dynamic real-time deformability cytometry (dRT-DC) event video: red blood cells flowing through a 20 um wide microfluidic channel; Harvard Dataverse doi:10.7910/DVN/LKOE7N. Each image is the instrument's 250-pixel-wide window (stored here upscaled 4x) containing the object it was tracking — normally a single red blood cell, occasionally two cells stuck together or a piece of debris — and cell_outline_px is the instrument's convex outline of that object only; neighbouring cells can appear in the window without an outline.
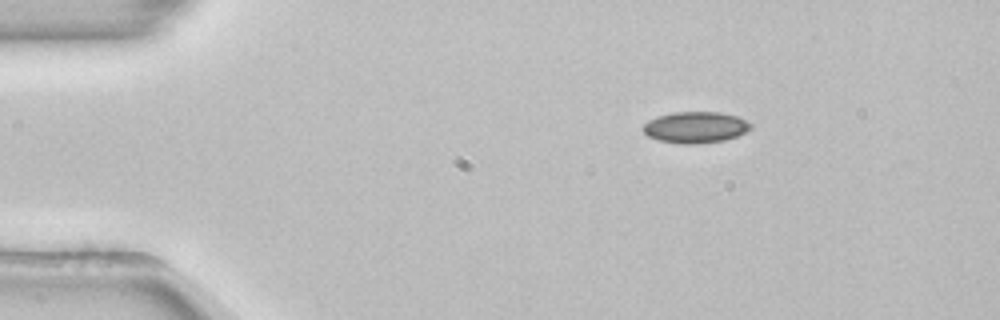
{"species": "common noctule bat (a hibernating species)", "species_latin": "Nyctalus noctula", "temperature_condition": "room temperature", "stored_images_in_passage": 45, "camera_frame_rate_fps": 3000, "um_per_image_px": 0.085, "animal": {"sex": "female", "body_mass_g": 22.7, "forearm_length_mm": 54.2}, "frame": {"image": 1, "passage_image": 1, "time_ms": 0.0, "image_size_px": [1000, 320], "cell_outline_px": [[752, 128], [736, 136], [724, 140], [692, 144], [680, 144], [660, 140], [648, 136], [644, 132], [644, 124], [648, 120], [656, 116], [672, 112], [720, 112], [736, 116], [752, 124]], "centroid_in_image_um": [59.1, 10.81], "position_along_channel_um": 25.9, "area_um2": 19.48}}
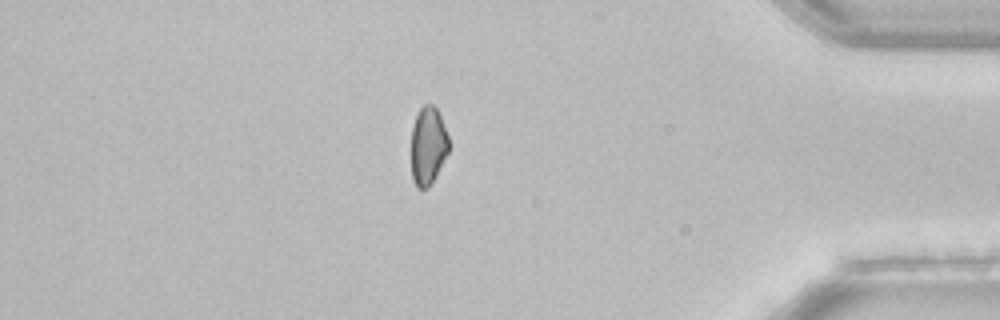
{"frame": {"image": 2, "passage_image": 38, "time_ms": 12.333, "image_size_px": [1000, 320], "cell_outline_px": [[448, 152], [428, 188], [416, 188], [412, 180], [412, 128], [416, 116], [420, 108], [424, 104], [432, 104], [436, 108], [440, 116], [448, 136]], "centroid_in_image_um": [36.36, 12.38], "position_along_channel_um": 398.8, "area_um2": 16.76}}